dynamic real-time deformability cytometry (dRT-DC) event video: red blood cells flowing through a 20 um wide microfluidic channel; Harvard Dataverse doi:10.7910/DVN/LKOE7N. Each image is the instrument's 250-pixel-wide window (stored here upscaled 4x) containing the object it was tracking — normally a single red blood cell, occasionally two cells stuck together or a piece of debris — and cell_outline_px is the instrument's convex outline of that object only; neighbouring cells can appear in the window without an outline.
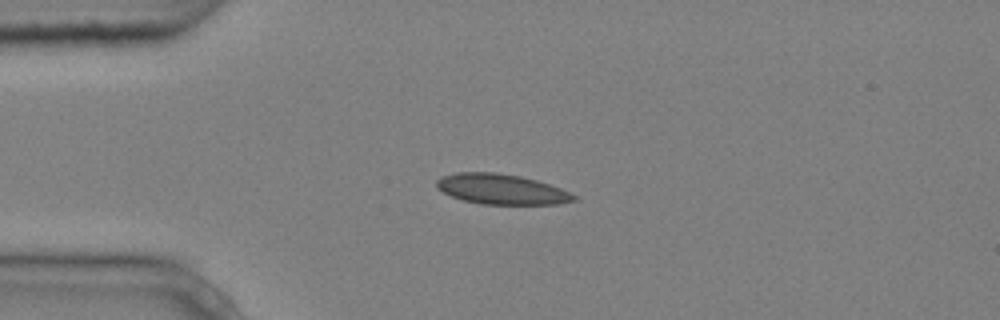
{"species": "common noctule bat (a hibernating species)", "species_latin": "Nyctalus noctula", "temperature_condition": "cold", "stored_images_in_passage": 3, "camera_frame_rate_fps": 3000, "um_per_image_px": 0.085, "animal": {"sex": "male", "body_mass_g": 20.4}, "frame": {"image": 1, "passage_image": 1, "time_ms": 0.0, "image_size_px": [1000, 320], "cell_outline_px": [[580, 196], [576, 200], [560, 204], [480, 204], [464, 200], [452, 196], [436, 188], [436, 180], [440, 176], [456, 172], [496, 172], [520, 176], [536, 180], [560, 188]], "centroid_in_image_um": [42.63, 16.08], "position_along_channel_um": 42.4, "area_um2": 24.33}}
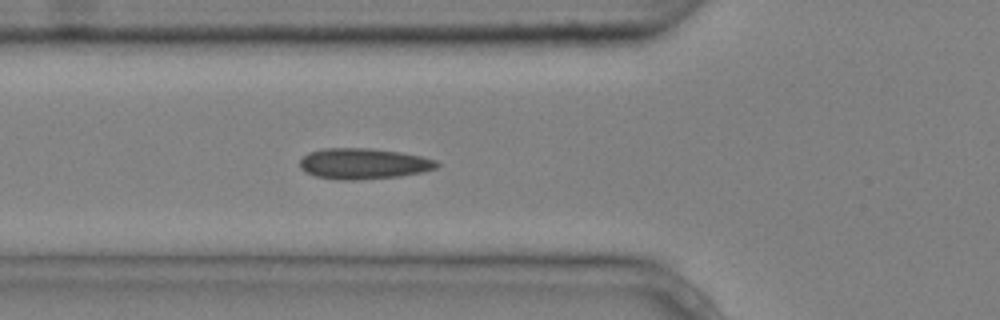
{"frame": {"image": 2, "passage_image": 3, "time_ms": 0.667, "image_size_px": [1000, 320], "cell_outline_px": [[440, 164], [436, 168], [424, 172], [400, 176], [356, 180], [336, 180], [316, 176], [304, 172], [300, 168], [300, 160], [308, 152], [320, 148], [368, 148], [400, 152], [420, 156], [436, 160]], "centroid_in_image_um": [30.87, 13.91], "position_along_channel_um": 94.9, "area_um2": 24.8}}